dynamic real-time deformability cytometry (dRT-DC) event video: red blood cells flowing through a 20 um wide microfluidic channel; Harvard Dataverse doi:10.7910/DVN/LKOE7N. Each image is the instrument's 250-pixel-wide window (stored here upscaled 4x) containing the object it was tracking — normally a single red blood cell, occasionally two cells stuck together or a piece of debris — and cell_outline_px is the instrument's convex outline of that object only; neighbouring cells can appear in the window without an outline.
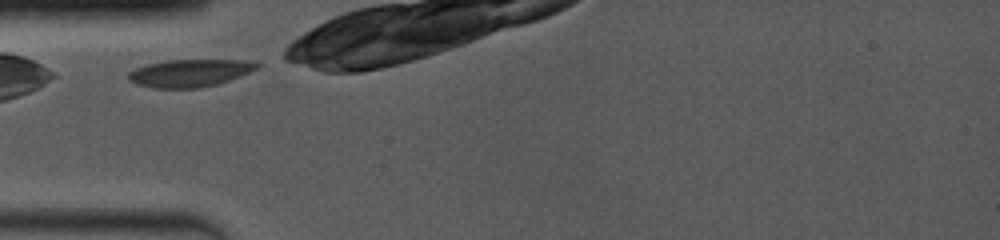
{"species": "common noctule bat (a hibernating species)", "species_latin": "Nyctalus noctula", "temperature_condition": "room temperature", "stored_images_in_passage": 12, "camera_frame_rate_fps": 4000, "um_per_image_px": 0.085, "animal": {"sex": "female", "body_mass_g": 19.0, "forearm_length_mm": 53.3}, "frame": {"image": 1, "passage_image": 1, "time_ms": 0.0, "image_size_px": [1000, 240], "cell_outline_px": [[260, 64], [256, 68], [240, 76], [216, 84], [200, 88], [152, 88], [136, 84], [128, 80], [128, 72], [136, 68], [148, 64], [168, 60], [244, 60]], "centroid_in_image_um": [16.07, 6.21], "position_along_channel_um": 68.9, "area_um2": 20.4}}